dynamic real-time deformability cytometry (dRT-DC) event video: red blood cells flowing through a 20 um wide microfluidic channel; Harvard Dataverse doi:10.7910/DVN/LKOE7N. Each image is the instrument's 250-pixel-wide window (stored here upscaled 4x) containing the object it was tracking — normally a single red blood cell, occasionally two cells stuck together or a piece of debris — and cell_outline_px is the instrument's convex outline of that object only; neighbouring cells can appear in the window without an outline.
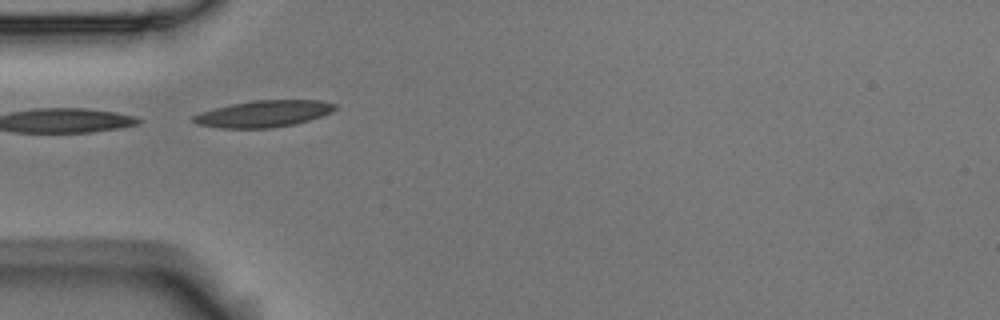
{"species": "Egyptian fruit bat (a non-hibernating species)", "species_latin": "Rousettus aegyptiacus", "temperature_condition": "room temperature", "stored_images_in_passage": 4, "camera_frame_rate_fps": 3000, "um_per_image_px": 0.085, "animal": {"sex": "male"}, "frame": {"image": 1, "passage_image": 2, "time_ms": 0.333, "image_size_px": [1000, 320], "cell_outline_px": [[336, 108], [332, 112], [296, 124], [272, 128], [220, 128], [196, 124], [192, 120], [192, 116], [200, 112], [232, 104], [252, 100], [320, 100], [336, 104]], "centroid_in_image_um": [22.4, 9.67], "position_along_channel_um": 62.6, "area_um2": 21.96}}
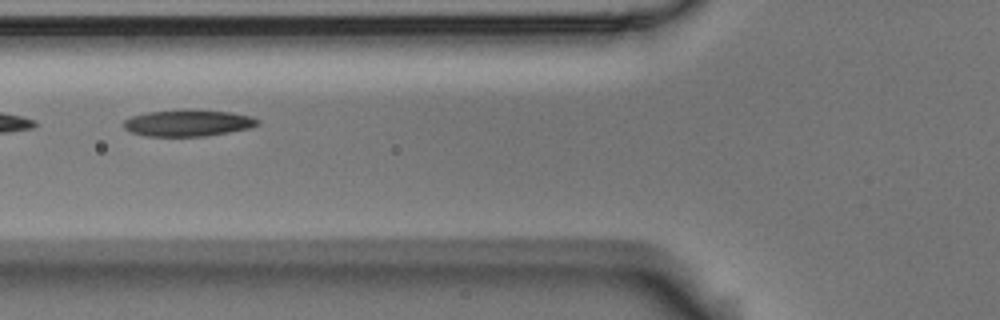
{"frame": {"image": 2, "passage_image": 3, "time_ms": 0.667, "image_size_px": [1000, 320], "cell_outline_px": [[260, 124], [252, 128], [204, 136], [144, 136], [132, 132], [124, 128], [124, 120], [132, 116], [148, 112], [232, 112], [252, 116], [260, 120]], "centroid_in_image_um": [16.03, 10.5], "position_along_channel_um": 109.8, "area_um2": 19.88}}
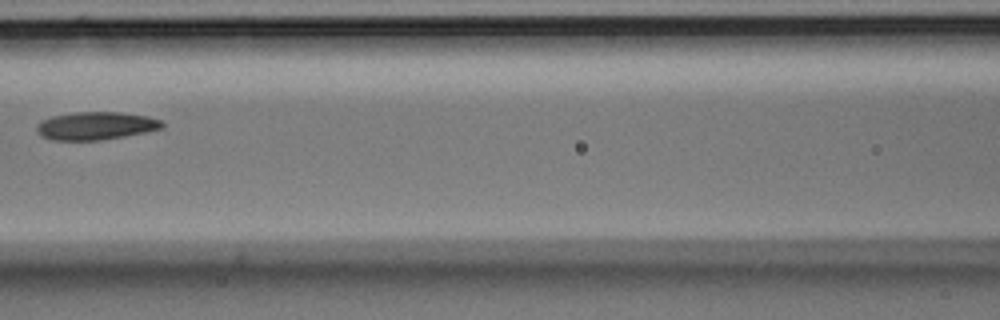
{"frame": {"image": 3, "passage_image": 4, "time_ms": 1.0, "image_size_px": [1000, 320], "cell_outline_px": [[164, 128], [124, 136], [100, 140], [52, 140], [40, 136], [36, 128], [36, 124], [40, 120], [52, 116], [76, 112], [116, 112], [148, 116], [160, 120], [164, 124]], "centroid_in_image_um": [8.11, 10.69], "position_along_channel_um": 158.5, "area_um2": 20.4}}